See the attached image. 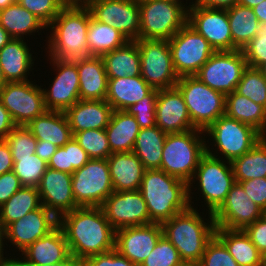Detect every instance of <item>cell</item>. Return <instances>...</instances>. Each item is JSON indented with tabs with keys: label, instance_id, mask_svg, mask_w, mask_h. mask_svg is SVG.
I'll use <instances>...</instances> for the list:
<instances>
[{
	"label": "cell",
	"instance_id": "obj_70",
	"mask_svg": "<svg viewBox=\"0 0 266 266\" xmlns=\"http://www.w3.org/2000/svg\"><path fill=\"white\" fill-rule=\"evenodd\" d=\"M178 266H198V264L195 263H190V262H182L180 265Z\"/></svg>",
	"mask_w": 266,
	"mask_h": 266
},
{
	"label": "cell",
	"instance_id": "obj_33",
	"mask_svg": "<svg viewBox=\"0 0 266 266\" xmlns=\"http://www.w3.org/2000/svg\"><path fill=\"white\" fill-rule=\"evenodd\" d=\"M225 115L256 129L266 137V107L238 94L235 91L226 95Z\"/></svg>",
	"mask_w": 266,
	"mask_h": 266
},
{
	"label": "cell",
	"instance_id": "obj_22",
	"mask_svg": "<svg viewBox=\"0 0 266 266\" xmlns=\"http://www.w3.org/2000/svg\"><path fill=\"white\" fill-rule=\"evenodd\" d=\"M156 126L166 134L195 129L180 90L175 86L158 90Z\"/></svg>",
	"mask_w": 266,
	"mask_h": 266
},
{
	"label": "cell",
	"instance_id": "obj_19",
	"mask_svg": "<svg viewBox=\"0 0 266 266\" xmlns=\"http://www.w3.org/2000/svg\"><path fill=\"white\" fill-rule=\"evenodd\" d=\"M162 235L160 223L120 228L115 230V250L136 266H140Z\"/></svg>",
	"mask_w": 266,
	"mask_h": 266
},
{
	"label": "cell",
	"instance_id": "obj_1",
	"mask_svg": "<svg viewBox=\"0 0 266 266\" xmlns=\"http://www.w3.org/2000/svg\"><path fill=\"white\" fill-rule=\"evenodd\" d=\"M70 254L79 260L115 249V229L102 207H78L59 216Z\"/></svg>",
	"mask_w": 266,
	"mask_h": 266
},
{
	"label": "cell",
	"instance_id": "obj_11",
	"mask_svg": "<svg viewBox=\"0 0 266 266\" xmlns=\"http://www.w3.org/2000/svg\"><path fill=\"white\" fill-rule=\"evenodd\" d=\"M208 148L207 146L206 153L200 159L193 178L199 180L200 191L206 200L209 213L214 214L224 203L236 181L231 162H228L229 166H227Z\"/></svg>",
	"mask_w": 266,
	"mask_h": 266
},
{
	"label": "cell",
	"instance_id": "obj_35",
	"mask_svg": "<svg viewBox=\"0 0 266 266\" xmlns=\"http://www.w3.org/2000/svg\"><path fill=\"white\" fill-rule=\"evenodd\" d=\"M166 135L157 126L140 129L132 152L137 155L146 170L160 169Z\"/></svg>",
	"mask_w": 266,
	"mask_h": 266
},
{
	"label": "cell",
	"instance_id": "obj_2",
	"mask_svg": "<svg viewBox=\"0 0 266 266\" xmlns=\"http://www.w3.org/2000/svg\"><path fill=\"white\" fill-rule=\"evenodd\" d=\"M81 2V3H80ZM91 13L80 0H71L49 25L51 58L75 60L89 56L88 26Z\"/></svg>",
	"mask_w": 266,
	"mask_h": 266
},
{
	"label": "cell",
	"instance_id": "obj_42",
	"mask_svg": "<svg viewBox=\"0 0 266 266\" xmlns=\"http://www.w3.org/2000/svg\"><path fill=\"white\" fill-rule=\"evenodd\" d=\"M73 137L90 159H108L112 154L105 129L80 131Z\"/></svg>",
	"mask_w": 266,
	"mask_h": 266
},
{
	"label": "cell",
	"instance_id": "obj_29",
	"mask_svg": "<svg viewBox=\"0 0 266 266\" xmlns=\"http://www.w3.org/2000/svg\"><path fill=\"white\" fill-rule=\"evenodd\" d=\"M32 61V54L23 38H12L0 49V65L6 82L29 81L26 74L33 66Z\"/></svg>",
	"mask_w": 266,
	"mask_h": 266
},
{
	"label": "cell",
	"instance_id": "obj_12",
	"mask_svg": "<svg viewBox=\"0 0 266 266\" xmlns=\"http://www.w3.org/2000/svg\"><path fill=\"white\" fill-rule=\"evenodd\" d=\"M246 67L242 50L215 51L195 76L213 90L227 95L235 91Z\"/></svg>",
	"mask_w": 266,
	"mask_h": 266
},
{
	"label": "cell",
	"instance_id": "obj_8",
	"mask_svg": "<svg viewBox=\"0 0 266 266\" xmlns=\"http://www.w3.org/2000/svg\"><path fill=\"white\" fill-rule=\"evenodd\" d=\"M113 191L107 159H90L72 173V193L78 207H101Z\"/></svg>",
	"mask_w": 266,
	"mask_h": 266
},
{
	"label": "cell",
	"instance_id": "obj_23",
	"mask_svg": "<svg viewBox=\"0 0 266 266\" xmlns=\"http://www.w3.org/2000/svg\"><path fill=\"white\" fill-rule=\"evenodd\" d=\"M58 225V218L43 205L27 213L23 218L5 228L6 237L19 250L24 251L36 240L42 238Z\"/></svg>",
	"mask_w": 266,
	"mask_h": 266
},
{
	"label": "cell",
	"instance_id": "obj_10",
	"mask_svg": "<svg viewBox=\"0 0 266 266\" xmlns=\"http://www.w3.org/2000/svg\"><path fill=\"white\" fill-rule=\"evenodd\" d=\"M141 76L157 90L176 86L178 75L173 66L168 40L138 39Z\"/></svg>",
	"mask_w": 266,
	"mask_h": 266
},
{
	"label": "cell",
	"instance_id": "obj_18",
	"mask_svg": "<svg viewBox=\"0 0 266 266\" xmlns=\"http://www.w3.org/2000/svg\"><path fill=\"white\" fill-rule=\"evenodd\" d=\"M265 212L248 199L242 185L235 182L226 200L213 214L216 228L244 229L261 218Z\"/></svg>",
	"mask_w": 266,
	"mask_h": 266
},
{
	"label": "cell",
	"instance_id": "obj_43",
	"mask_svg": "<svg viewBox=\"0 0 266 266\" xmlns=\"http://www.w3.org/2000/svg\"><path fill=\"white\" fill-rule=\"evenodd\" d=\"M13 162L12 171L19 178L23 187L37 188L42 176L48 168V164L36 154L30 157L19 158V161Z\"/></svg>",
	"mask_w": 266,
	"mask_h": 266
},
{
	"label": "cell",
	"instance_id": "obj_49",
	"mask_svg": "<svg viewBox=\"0 0 266 266\" xmlns=\"http://www.w3.org/2000/svg\"><path fill=\"white\" fill-rule=\"evenodd\" d=\"M242 52L247 66L258 68L266 62V23H259L255 37L243 47Z\"/></svg>",
	"mask_w": 266,
	"mask_h": 266
},
{
	"label": "cell",
	"instance_id": "obj_34",
	"mask_svg": "<svg viewBox=\"0 0 266 266\" xmlns=\"http://www.w3.org/2000/svg\"><path fill=\"white\" fill-rule=\"evenodd\" d=\"M101 57L108 78L141 75V60L136 41H127L123 46Z\"/></svg>",
	"mask_w": 266,
	"mask_h": 266
},
{
	"label": "cell",
	"instance_id": "obj_32",
	"mask_svg": "<svg viewBox=\"0 0 266 266\" xmlns=\"http://www.w3.org/2000/svg\"><path fill=\"white\" fill-rule=\"evenodd\" d=\"M140 127L126 111L113 110L109 125L105 128L111 153L132 152Z\"/></svg>",
	"mask_w": 266,
	"mask_h": 266
},
{
	"label": "cell",
	"instance_id": "obj_66",
	"mask_svg": "<svg viewBox=\"0 0 266 266\" xmlns=\"http://www.w3.org/2000/svg\"><path fill=\"white\" fill-rule=\"evenodd\" d=\"M16 2H18V0H0V10L5 9Z\"/></svg>",
	"mask_w": 266,
	"mask_h": 266
},
{
	"label": "cell",
	"instance_id": "obj_69",
	"mask_svg": "<svg viewBox=\"0 0 266 266\" xmlns=\"http://www.w3.org/2000/svg\"><path fill=\"white\" fill-rule=\"evenodd\" d=\"M7 83L5 78H4V75H3V72H2V68H1V65H0V88L5 84Z\"/></svg>",
	"mask_w": 266,
	"mask_h": 266
},
{
	"label": "cell",
	"instance_id": "obj_59",
	"mask_svg": "<svg viewBox=\"0 0 266 266\" xmlns=\"http://www.w3.org/2000/svg\"><path fill=\"white\" fill-rule=\"evenodd\" d=\"M238 0H196L194 4H199L208 8L227 9L237 4Z\"/></svg>",
	"mask_w": 266,
	"mask_h": 266
},
{
	"label": "cell",
	"instance_id": "obj_54",
	"mask_svg": "<svg viewBox=\"0 0 266 266\" xmlns=\"http://www.w3.org/2000/svg\"><path fill=\"white\" fill-rule=\"evenodd\" d=\"M69 152L70 165L75 171L83 167L89 160L90 157L74 139V137L65 145Z\"/></svg>",
	"mask_w": 266,
	"mask_h": 266
},
{
	"label": "cell",
	"instance_id": "obj_24",
	"mask_svg": "<svg viewBox=\"0 0 266 266\" xmlns=\"http://www.w3.org/2000/svg\"><path fill=\"white\" fill-rule=\"evenodd\" d=\"M64 113L74 135L85 130L105 129L113 108L106 100H78Z\"/></svg>",
	"mask_w": 266,
	"mask_h": 266
},
{
	"label": "cell",
	"instance_id": "obj_38",
	"mask_svg": "<svg viewBox=\"0 0 266 266\" xmlns=\"http://www.w3.org/2000/svg\"><path fill=\"white\" fill-rule=\"evenodd\" d=\"M41 206L37 188L22 187L0 206V219L6 228L10 223L23 218L27 213Z\"/></svg>",
	"mask_w": 266,
	"mask_h": 266
},
{
	"label": "cell",
	"instance_id": "obj_50",
	"mask_svg": "<svg viewBox=\"0 0 266 266\" xmlns=\"http://www.w3.org/2000/svg\"><path fill=\"white\" fill-rule=\"evenodd\" d=\"M248 199L256 203L266 213V177L239 182Z\"/></svg>",
	"mask_w": 266,
	"mask_h": 266
},
{
	"label": "cell",
	"instance_id": "obj_41",
	"mask_svg": "<svg viewBox=\"0 0 266 266\" xmlns=\"http://www.w3.org/2000/svg\"><path fill=\"white\" fill-rule=\"evenodd\" d=\"M235 92L266 107V77L258 68L250 66L245 68Z\"/></svg>",
	"mask_w": 266,
	"mask_h": 266
},
{
	"label": "cell",
	"instance_id": "obj_4",
	"mask_svg": "<svg viewBox=\"0 0 266 266\" xmlns=\"http://www.w3.org/2000/svg\"><path fill=\"white\" fill-rule=\"evenodd\" d=\"M189 206L164 221L163 234L178 250L183 262L198 264L208 242L214 237L216 224L213 213H209L210 224L204 222L200 214Z\"/></svg>",
	"mask_w": 266,
	"mask_h": 266
},
{
	"label": "cell",
	"instance_id": "obj_16",
	"mask_svg": "<svg viewBox=\"0 0 266 266\" xmlns=\"http://www.w3.org/2000/svg\"><path fill=\"white\" fill-rule=\"evenodd\" d=\"M188 24L201 34L215 51H233V44L226 9L208 8L193 4L188 8Z\"/></svg>",
	"mask_w": 266,
	"mask_h": 266
},
{
	"label": "cell",
	"instance_id": "obj_17",
	"mask_svg": "<svg viewBox=\"0 0 266 266\" xmlns=\"http://www.w3.org/2000/svg\"><path fill=\"white\" fill-rule=\"evenodd\" d=\"M101 207L115 230L153 223L139 190L113 191Z\"/></svg>",
	"mask_w": 266,
	"mask_h": 266
},
{
	"label": "cell",
	"instance_id": "obj_51",
	"mask_svg": "<svg viewBox=\"0 0 266 266\" xmlns=\"http://www.w3.org/2000/svg\"><path fill=\"white\" fill-rule=\"evenodd\" d=\"M243 230L266 259V213Z\"/></svg>",
	"mask_w": 266,
	"mask_h": 266
},
{
	"label": "cell",
	"instance_id": "obj_44",
	"mask_svg": "<svg viewBox=\"0 0 266 266\" xmlns=\"http://www.w3.org/2000/svg\"><path fill=\"white\" fill-rule=\"evenodd\" d=\"M13 161L35 154L37 139L26 126H16L6 137Z\"/></svg>",
	"mask_w": 266,
	"mask_h": 266
},
{
	"label": "cell",
	"instance_id": "obj_37",
	"mask_svg": "<svg viewBox=\"0 0 266 266\" xmlns=\"http://www.w3.org/2000/svg\"><path fill=\"white\" fill-rule=\"evenodd\" d=\"M226 10L233 44L242 50L255 37L259 21L250 7L235 4Z\"/></svg>",
	"mask_w": 266,
	"mask_h": 266
},
{
	"label": "cell",
	"instance_id": "obj_48",
	"mask_svg": "<svg viewBox=\"0 0 266 266\" xmlns=\"http://www.w3.org/2000/svg\"><path fill=\"white\" fill-rule=\"evenodd\" d=\"M198 266H239L224 243L216 236L208 242Z\"/></svg>",
	"mask_w": 266,
	"mask_h": 266
},
{
	"label": "cell",
	"instance_id": "obj_53",
	"mask_svg": "<svg viewBox=\"0 0 266 266\" xmlns=\"http://www.w3.org/2000/svg\"><path fill=\"white\" fill-rule=\"evenodd\" d=\"M23 186L13 171L0 175V206Z\"/></svg>",
	"mask_w": 266,
	"mask_h": 266
},
{
	"label": "cell",
	"instance_id": "obj_5",
	"mask_svg": "<svg viewBox=\"0 0 266 266\" xmlns=\"http://www.w3.org/2000/svg\"><path fill=\"white\" fill-rule=\"evenodd\" d=\"M204 131L191 129L182 133L167 134L163 145L160 169L188 184L190 192L191 181L199 161L206 153V142L198 137Z\"/></svg>",
	"mask_w": 266,
	"mask_h": 266
},
{
	"label": "cell",
	"instance_id": "obj_60",
	"mask_svg": "<svg viewBox=\"0 0 266 266\" xmlns=\"http://www.w3.org/2000/svg\"><path fill=\"white\" fill-rule=\"evenodd\" d=\"M252 9L259 23H266V0H263L260 4L254 6Z\"/></svg>",
	"mask_w": 266,
	"mask_h": 266
},
{
	"label": "cell",
	"instance_id": "obj_31",
	"mask_svg": "<svg viewBox=\"0 0 266 266\" xmlns=\"http://www.w3.org/2000/svg\"><path fill=\"white\" fill-rule=\"evenodd\" d=\"M215 235L224 243L239 266H264L265 257L242 229L216 228Z\"/></svg>",
	"mask_w": 266,
	"mask_h": 266
},
{
	"label": "cell",
	"instance_id": "obj_30",
	"mask_svg": "<svg viewBox=\"0 0 266 266\" xmlns=\"http://www.w3.org/2000/svg\"><path fill=\"white\" fill-rule=\"evenodd\" d=\"M37 141H48L57 147L65 146L73 134L64 112L46 111L26 126Z\"/></svg>",
	"mask_w": 266,
	"mask_h": 266
},
{
	"label": "cell",
	"instance_id": "obj_58",
	"mask_svg": "<svg viewBox=\"0 0 266 266\" xmlns=\"http://www.w3.org/2000/svg\"><path fill=\"white\" fill-rule=\"evenodd\" d=\"M57 149L58 147L56 145L48 141H37L35 154L48 164Z\"/></svg>",
	"mask_w": 266,
	"mask_h": 266
},
{
	"label": "cell",
	"instance_id": "obj_39",
	"mask_svg": "<svg viewBox=\"0 0 266 266\" xmlns=\"http://www.w3.org/2000/svg\"><path fill=\"white\" fill-rule=\"evenodd\" d=\"M236 182L266 177V137L231 162Z\"/></svg>",
	"mask_w": 266,
	"mask_h": 266
},
{
	"label": "cell",
	"instance_id": "obj_21",
	"mask_svg": "<svg viewBox=\"0 0 266 266\" xmlns=\"http://www.w3.org/2000/svg\"><path fill=\"white\" fill-rule=\"evenodd\" d=\"M37 190L42 205L57 218L78 208L72 193V174L47 168Z\"/></svg>",
	"mask_w": 266,
	"mask_h": 266
},
{
	"label": "cell",
	"instance_id": "obj_63",
	"mask_svg": "<svg viewBox=\"0 0 266 266\" xmlns=\"http://www.w3.org/2000/svg\"><path fill=\"white\" fill-rule=\"evenodd\" d=\"M11 39L12 37L0 25V49H2Z\"/></svg>",
	"mask_w": 266,
	"mask_h": 266
},
{
	"label": "cell",
	"instance_id": "obj_61",
	"mask_svg": "<svg viewBox=\"0 0 266 266\" xmlns=\"http://www.w3.org/2000/svg\"><path fill=\"white\" fill-rule=\"evenodd\" d=\"M62 266H88L84 260H79L70 254L62 261Z\"/></svg>",
	"mask_w": 266,
	"mask_h": 266
},
{
	"label": "cell",
	"instance_id": "obj_13",
	"mask_svg": "<svg viewBox=\"0 0 266 266\" xmlns=\"http://www.w3.org/2000/svg\"><path fill=\"white\" fill-rule=\"evenodd\" d=\"M227 162L249 152L263 136L253 127L226 115L220 116L206 130Z\"/></svg>",
	"mask_w": 266,
	"mask_h": 266
},
{
	"label": "cell",
	"instance_id": "obj_26",
	"mask_svg": "<svg viewBox=\"0 0 266 266\" xmlns=\"http://www.w3.org/2000/svg\"><path fill=\"white\" fill-rule=\"evenodd\" d=\"M107 162L114 191L140 189L146 169L135 153H112Z\"/></svg>",
	"mask_w": 266,
	"mask_h": 266
},
{
	"label": "cell",
	"instance_id": "obj_57",
	"mask_svg": "<svg viewBox=\"0 0 266 266\" xmlns=\"http://www.w3.org/2000/svg\"><path fill=\"white\" fill-rule=\"evenodd\" d=\"M13 159L10 148L5 140H0V175L13 170Z\"/></svg>",
	"mask_w": 266,
	"mask_h": 266
},
{
	"label": "cell",
	"instance_id": "obj_64",
	"mask_svg": "<svg viewBox=\"0 0 266 266\" xmlns=\"http://www.w3.org/2000/svg\"><path fill=\"white\" fill-rule=\"evenodd\" d=\"M263 0H238L237 4L253 8L254 6L260 4Z\"/></svg>",
	"mask_w": 266,
	"mask_h": 266
},
{
	"label": "cell",
	"instance_id": "obj_52",
	"mask_svg": "<svg viewBox=\"0 0 266 266\" xmlns=\"http://www.w3.org/2000/svg\"><path fill=\"white\" fill-rule=\"evenodd\" d=\"M88 266H136L127 257L120 255L115 249L87 257L85 260Z\"/></svg>",
	"mask_w": 266,
	"mask_h": 266
},
{
	"label": "cell",
	"instance_id": "obj_47",
	"mask_svg": "<svg viewBox=\"0 0 266 266\" xmlns=\"http://www.w3.org/2000/svg\"><path fill=\"white\" fill-rule=\"evenodd\" d=\"M71 0H18L19 4L38 17L47 27Z\"/></svg>",
	"mask_w": 266,
	"mask_h": 266
},
{
	"label": "cell",
	"instance_id": "obj_6",
	"mask_svg": "<svg viewBox=\"0 0 266 266\" xmlns=\"http://www.w3.org/2000/svg\"><path fill=\"white\" fill-rule=\"evenodd\" d=\"M139 39L169 40L188 23V8L181 1L139 0Z\"/></svg>",
	"mask_w": 266,
	"mask_h": 266
},
{
	"label": "cell",
	"instance_id": "obj_56",
	"mask_svg": "<svg viewBox=\"0 0 266 266\" xmlns=\"http://www.w3.org/2000/svg\"><path fill=\"white\" fill-rule=\"evenodd\" d=\"M16 127L9 111L0 101V140H5L7 135Z\"/></svg>",
	"mask_w": 266,
	"mask_h": 266
},
{
	"label": "cell",
	"instance_id": "obj_36",
	"mask_svg": "<svg viewBox=\"0 0 266 266\" xmlns=\"http://www.w3.org/2000/svg\"><path fill=\"white\" fill-rule=\"evenodd\" d=\"M0 25L15 39H21V34H29L47 28L34 14L16 2L0 10Z\"/></svg>",
	"mask_w": 266,
	"mask_h": 266
},
{
	"label": "cell",
	"instance_id": "obj_65",
	"mask_svg": "<svg viewBox=\"0 0 266 266\" xmlns=\"http://www.w3.org/2000/svg\"><path fill=\"white\" fill-rule=\"evenodd\" d=\"M4 237H6V233H5V227L4 225L2 224V221L0 219V258H4L3 257V248L4 247L2 244H3V239H5ZM3 238V239H2Z\"/></svg>",
	"mask_w": 266,
	"mask_h": 266
},
{
	"label": "cell",
	"instance_id": "obj_46",
	"mask_svg": "<svg viewBox=\"0 0 266 266\" xmlns=\"http://www.w3.org/2000/svg\"><path fill=\"white\" fill-rule=\"evenodd\" d=\"M157 95L158 90L153 89L147 96L125 110L134 116L140 129L156 126Z\"/></svg>",
	"mask_w": 266,
	"mask_h": 266
},
{
	"label": "cell",
	"instance_id": "obj_7",
	"mask_svg": "<svg viewBox=\"0 0 266 266\" xmlns=\"http://www.w3.org/2000/svg\"><path fill=\"white\" fill-rule=\"evenodd\" d=\"M176 87L185 100L195 129L205 131L220 116L225 115L226 95L213 90L196 76H183Z\"/></svg>",
	"mask_w": 266,
	"mask_h": 266
},
{
	"label": "cell",
	"instance_id": "obj_68",
	"mask_svg": "<svg viewBox=\"0 0 266 266\" xmlns=\"http://www.w3.org/2000/svg\"><path fill=\"white\" fill-rule=\"evenodd\" d=\"M258 69L260 70L261 74L266 77V62L261 64Z\"/></svg>",
	"mask_w": 266,
	"mask_h": 266
},
{
	"label": "cell",
	"instance_id": "obj_15",
	"mask_svg": "<svg viewBox=\"0 0 266 266\" xmlns=\"http://www.w3.org/2000/svg\"><path fill=\"white\" fill-rule=\"evenodd\" d=\"M96 21L121 32L128 41L139 39V0H80Z\"/></svg>",
	"mask_w": 266,
	"mask_h": 266
},
{
	"label": "cell",
	"instance_id": "obj_9",
	"mask_svg": "<svg viewBox=\"0 0 266 266\" xmlns=\"http://www.w3.org/2000/svg\"><path fill=\"white\" fill-rule=\"evenodd\" d=\"M178 77L195 76L215 52L210 43L188 23L168 40Z\"/></svg>",
	"mask_w": 266,
	"mask_h": 266
},
{
	"label": "cell",
	"instance_id": "obj_14",
	"mask_svg": "<svg viewBox=\"0 0 266 266\" xmlns=\"http://www.w3.org/2000/svg\"><path fill=\"white\" fill-rule=\"evenodd\" d=\"M0 101L16 126H27L47 111L42 88L30 81L5 83L0 88Z\"/></svg>",
	"mask_w": 266,
	"mask_h": 266
},
{
	"label": "cell",
	"instance_id": "obj_45",
	"mask_svg": "<svg viewBox=\"0 0 266 266\" xmlns=\"http://www.w3.org/2000/svg\"><path fill=\"white\" fill-rule=\"evenodd\" d=\"M182 262L178 250L163 234L140 266H178Z\"/></svg>",
	"mask_w": 266,
	"mask_h": 266
},
{
	"label": "cell",
	"instance_id": "obj_62",
	"mask_svg": "<svg viewBox=\"0 0 266 266\" xmlns=\"http://www.w3.org/2000/svg\"><path fill=\"white\" fill-rule=\"evenodd\" d=\"M13 266H62V261L55 264H49V265H41L34 262L24 261V260H12Z\"/></svg>",
	"mask_w": 266,
	"mask_h": 266
},
{
	"label": "cell",
	"instance_id": "obj_20",
	"mask_svg": "<svg viewBox=\"0 0 266 266\" xmlns=\"http://www.w3.org/2000/svg\"><path fill=\"white\" fill-rule=\"evenodd\" d=\"M57 66L58 74L51 84L50 90L42 89L47 111L65 112L78 100L79 76L76 59L63 60L51 58Z\"/></svg>",
	"mask_w": 266,
	"mask_h": 266
},
{
	"label": "cell",
	"instance_id": "obj_40",
	"mask_svg": "<svg viewBox=\"0 0 266 266\" xmlns=\"http://www.w3.org/2000/svg\"><path fill=\"white\" fill-rule=\"evenodd\" d=\"M87 39L89 56H102L123 46L128 41L121 32L92 17L88 26Z\"/></svg>",
	"mask_w": 266,
	"mask_h": 266
},
{
	"label": "cell",
	"instance_id": "obj_55",
	"mask_svg": "<svg viewBox=\"0 0 266 266\" xmlns=\"http://www.w3.org/2000/svg\"><path fill=\"white\" fill-rule=\"evenodd\" d=\"M48 167L72 174L74 170L70 165L69 152L65 146L58 147L55 154L50 158Z\"/></svg>",
	"mask_w": 266,
	"mask_h": 266
},
{
	"label": "cell",
	"instance_id": "obj_27",
	"mask_svg": "<svg viewBox=\"0 0 266 266\" xmlns=\"http://www.w3.org/2000/svg\"><path fill=\"white\" fill-rule=\"evenodd\" d=\"M152 90L153 88L141 75L108 78L105 100L112 106L113 110L125 111L147 96Z\"/></svg>",
	"mask_w": 266,
	"mask_h": 266
},
{
	"label": "cell",
	"instance_id": "obj_25",
	"mask_svg": "<svg viewBox=\"0 0 266 266\" xmlns=\"http://www.w3.org/2000/svg\"><path fill=\"white\" fill-rule=\"evenodd\" d=\"M80 100H105L108 77L101 56L76 59Z\"/></svg>",
	"mask_w": 266,
	"mask_h": 266
},
{
	"label": "cell",
	"instance_id": "obj_28",
	"mask_svg": "<svg viewBox=\"0 0 266 266\" xmlns=\"http://www.w3.org/2000/svg\"><path fill=\"white\" fill-rule=\"evenodd\" d=\"M23 254L25 261L49 265L65 260L70 255V251L64 233L57 225L48 234L22 251Z\"/></svg>",
	"mask_w": 266,
	"mask_h": 266
},
{
	"label": "cell",
	"instance_id": "obj_3",
	"mask_svg": "<svg viewBox=\"0 0 266 266\" xmlns=\"http://www.w3.org/2000/svg\"><path fill=\"white\" fill-rule=\"evenodd\" d=\"M139 191L153 223L162 224L191 205L188 184L161 169L145 170Z\"/></svg>",
	"mask_w": 266,
	"mask_h": 266
},
{
	"label": "cell",
	"instance_id": "obj_67",
	"mask_svg": "<svg viewBox=\"0 0 266 266\" xmlns=\"http://www.w3.org/2000/svg\"><path fill=\"white\" fill-rule=\"evenodd\" d=\"M13 259L0 258V266H13Z\"/></svg>",
	"mask_w": 266,
	"mask_h": 266
}]
</instances>
